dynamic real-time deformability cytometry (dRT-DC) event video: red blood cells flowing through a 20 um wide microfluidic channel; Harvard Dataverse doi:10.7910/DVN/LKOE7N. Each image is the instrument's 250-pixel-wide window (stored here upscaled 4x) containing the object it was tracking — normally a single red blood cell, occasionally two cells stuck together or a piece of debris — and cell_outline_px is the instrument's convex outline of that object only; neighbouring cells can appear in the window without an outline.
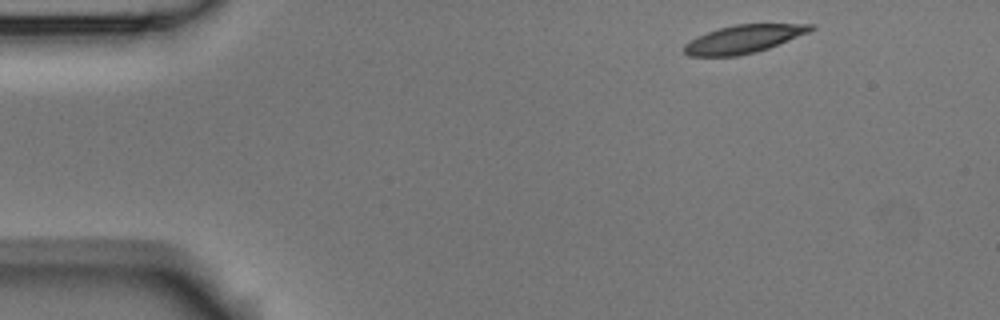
{"species": "Egyptian fruit bat (a non-hibernating species)", "species_latin": "Rousettus aegyptiacus", "temperature_condition": "room temperature", "stored_images_in_passage": 5, "camera_frame_rate_fps": 3000, "um_per_image_px": 0.085, "animal": {"sex": "male"}, "frame": {"image": 1, "passage_image": 1, "time_ms": 0.0, "image_size_px": [1000, 320], "cell_outline_px": [[816, 28], [808, 32], [768, 48], [756, 52], [736, 56], [688, 56], [684, 52], [684, 44], [708, 32], [720, 28], [736, 24], [816, 24]], "centroid_in_image_um": [63.22, 3.32], "position_along_channel_um": 21.8, "area_um2": 20.35}}
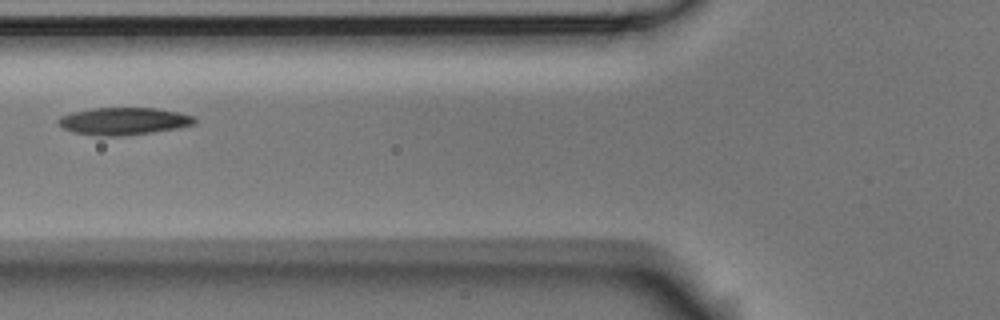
{"frame": {"image": 2, "passage_image": 5, "time_ms": 1.333, "image_size_px": [1000, 320], "cell_outline_px": [[196, 124], [180, 128], [152, 132], [120, 136], [100, 136], [72, 132], [64, 128], [56, 120], [60, 116], [72, 112], [92, 108], [156, 108], [180, 112], [192, 116], [196, 120]], "centroid_in_image_um": [10.52, 10.3], "position_along_channel_um": 115.3, "area_um2": 21.79}}